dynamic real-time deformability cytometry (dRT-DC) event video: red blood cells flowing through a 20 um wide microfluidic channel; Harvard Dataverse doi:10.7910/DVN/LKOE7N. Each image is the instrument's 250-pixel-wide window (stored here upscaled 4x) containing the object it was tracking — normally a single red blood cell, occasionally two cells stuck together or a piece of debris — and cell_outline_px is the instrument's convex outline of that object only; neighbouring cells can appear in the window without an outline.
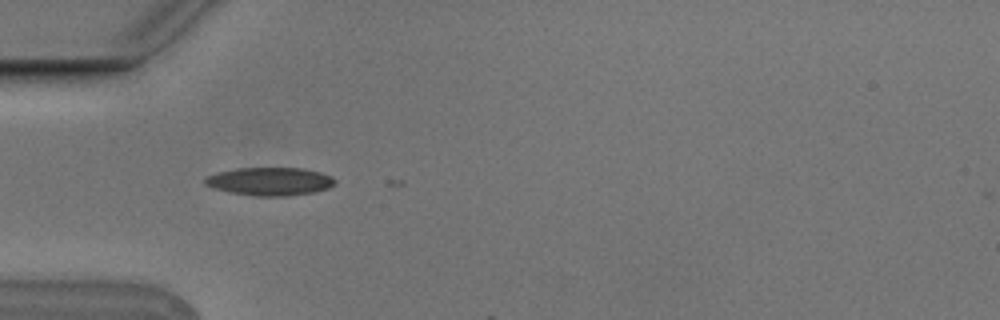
{"species": "Egyptian fruit bat (a non-hibernating species)", "species_latin": "Rousettus aegyptiacus", "temperature_condition": "cold", "stored_images_in_passage": 5, "camera_frame_rate_fps": 3000, "um_per_image_px": 0.085, "animal": {"sex": "male"}, "frame": {"image": 1, "passage_image": 4, "time_ms": 1.0, "image_size_px": [1000, 320], "cell_outline_px": [[336, 184], [328, 188], [312, 192], [288, 196], [252, 196], [228, 192], [212, 188], [204, 184], [204, 176], [216, 172], [236, 168], [304, 168], [320, 172], [332, 176], [336, 180]], "centroid_in_image_um": [22.9, 15.42], "position_along_channel_um": 62.1, "area_um2": 21.62}}